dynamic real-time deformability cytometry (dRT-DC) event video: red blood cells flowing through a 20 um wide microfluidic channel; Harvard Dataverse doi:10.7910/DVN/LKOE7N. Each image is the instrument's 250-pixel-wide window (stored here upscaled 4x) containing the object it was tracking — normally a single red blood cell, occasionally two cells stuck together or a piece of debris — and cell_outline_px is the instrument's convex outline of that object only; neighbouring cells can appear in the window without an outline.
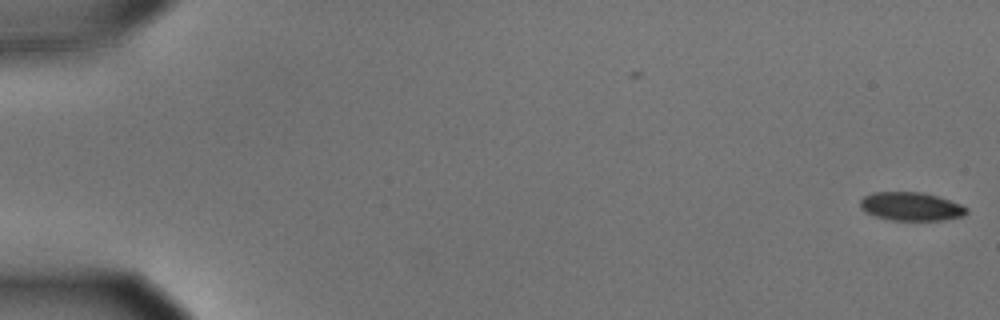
{"species": "common noctule bat (a hibernating species)", "species_latin": "Nyctalus noctula", "temperature_condition": "cold", "stored_images_in_passage": 4, "camera_frame_rate_fps": 3000, "um_per_image_px": 0.085, "animal": {"sex": "male", "body_mass_g": 15.6}, "frame": {"image": 1, "passage_image": 4, "time_ms": 1.0, "image_size_px": [1000, 320], "cell_outline_px": [[968, 212], [964, 216], [944, 220], [892, 220], [876, 216], [864, 212], [860, 208], [860, 200], [864, 196], [872, 192], [924, 192], [960, 204], [968, 208]], "centroid_in_image_um": [77.43, 17.55], "position_along_channel_um": 7.6, "area_um2": 17.69}}